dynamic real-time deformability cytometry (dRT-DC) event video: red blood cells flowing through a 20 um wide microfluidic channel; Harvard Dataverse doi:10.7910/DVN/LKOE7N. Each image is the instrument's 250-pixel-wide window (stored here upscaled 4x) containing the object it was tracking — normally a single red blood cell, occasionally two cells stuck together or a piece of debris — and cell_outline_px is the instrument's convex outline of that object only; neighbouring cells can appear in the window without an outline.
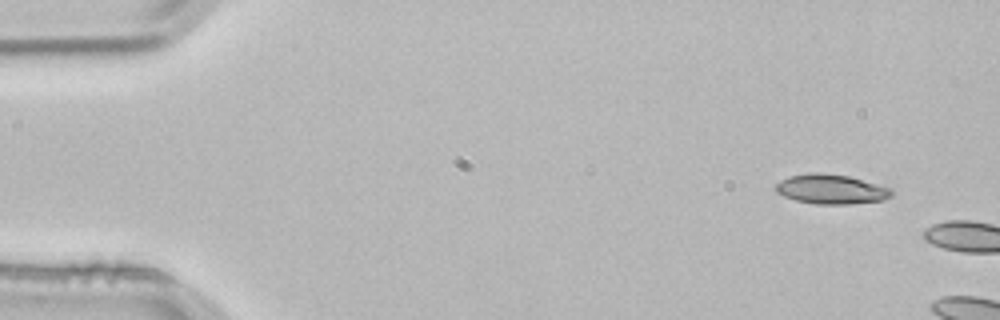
{"species": "common noctule bat (a hibernating species)", "species_latin": "Nyctalus noctula", "temperature_condition": "room temperature", "stored_images_in_passage": 2, "camera_frame_rate_fps": 3000, "um_per_image_px": 0.085, "animal": {"sex": "male", "body_mass_g": 21.5, "forearm_length_mm": 52.0}, "frame": {"image": 1, "passage_image": 1, "time_ms": 0.0, "image_size_px": [1000, 320], "cell_outline_px": [[892, 196], [884, 200], [848, 204], [816, 204], [796, 200], [784, 196], [776, 192], [776, 184], [780, 180], [788, 176], [808, 172], [820, 172], [848, 176], [892, 188]], "centroid_in_image_um": [70.63, 16.07], "position_along_channel_um": 14.4, "area_um2": 20.06}}